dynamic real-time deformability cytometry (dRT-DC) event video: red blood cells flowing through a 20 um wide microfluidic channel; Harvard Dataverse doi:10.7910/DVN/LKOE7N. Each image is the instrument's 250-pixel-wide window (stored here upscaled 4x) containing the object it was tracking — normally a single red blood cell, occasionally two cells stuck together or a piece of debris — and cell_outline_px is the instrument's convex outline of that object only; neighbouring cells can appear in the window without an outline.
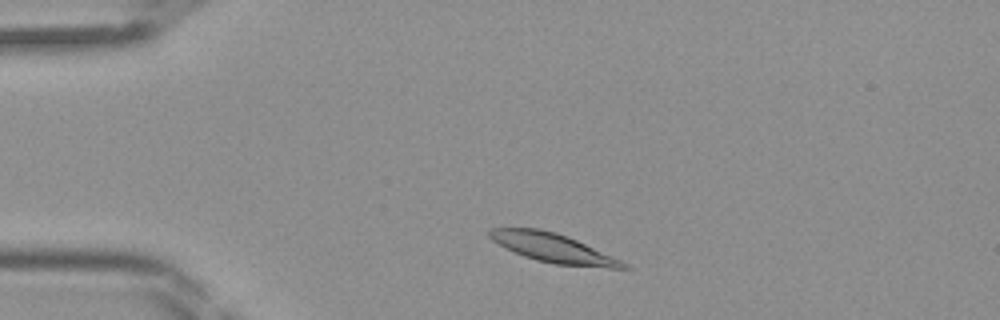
{"species": "Egyptian fruit bat (a non-hibernating species)", "species_latin": "Rousettus aegyptiacus", "temperature_condition": "room temperature", "stored_images_in_passage": 39, "camera_frame_rate_fps": 3000, "um_per_image_px": 0.085, "frame": {"image": 1, "passage_image": 4, "time_ms": 1.0, "image_size_px": [1000, 320], "cell_outline_px": [[628, 268], [608, 268], [556, 264], [536, 260], [524, 256], [504, 248], [492, 240], [488, 236], [488, 228], [540, 228], [556, 232], [568, 236], [612, 256], [628, 264]], "centroid_in_image_um": [46.96, 21.06], "position_along_channel_um": 38.0, "area_um2": 22.54}}
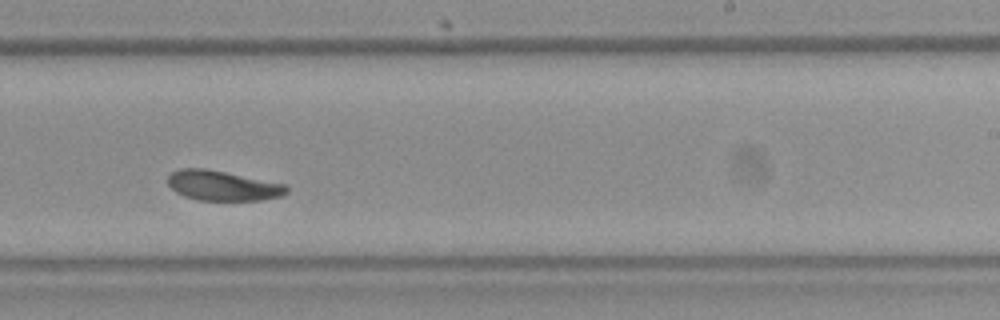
{"frame": {"image": 2, "passage_image": 22, "time_ms": 7.0, "image_size_px": [1000, 320], "cell_outline_px": [[288, 192], [284, 196], [260, 200], [200, 200], [184, 196], [176, 192], [168, 184], [168, 176], [172, 172], [180, 168], [204, 168], [288, 184]], "centroid_in_image_um": [18.97, 15.78], "position_along_channel_um": 270.0, "area_um2": 20.81}}
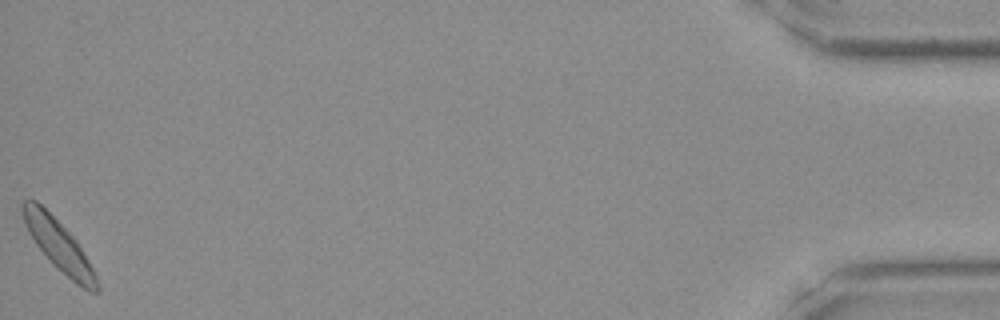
{"frame": {"image": 3, "passage_image": 39, "time_ms": 12.667, "image_size_px": [1000, 320], "cell_outline_px": [[100, 292], [88, 292], [76, 284], [36, 244], [28, 232], [20, 208], [20, 204], [24, 200], [36, 200], [76, 240], [96, 272], [100, 288]], "centroid_in_image_um": [5.03, 20.87], "position_along_channel_um": 430.2, "area_um2": 21.21}}